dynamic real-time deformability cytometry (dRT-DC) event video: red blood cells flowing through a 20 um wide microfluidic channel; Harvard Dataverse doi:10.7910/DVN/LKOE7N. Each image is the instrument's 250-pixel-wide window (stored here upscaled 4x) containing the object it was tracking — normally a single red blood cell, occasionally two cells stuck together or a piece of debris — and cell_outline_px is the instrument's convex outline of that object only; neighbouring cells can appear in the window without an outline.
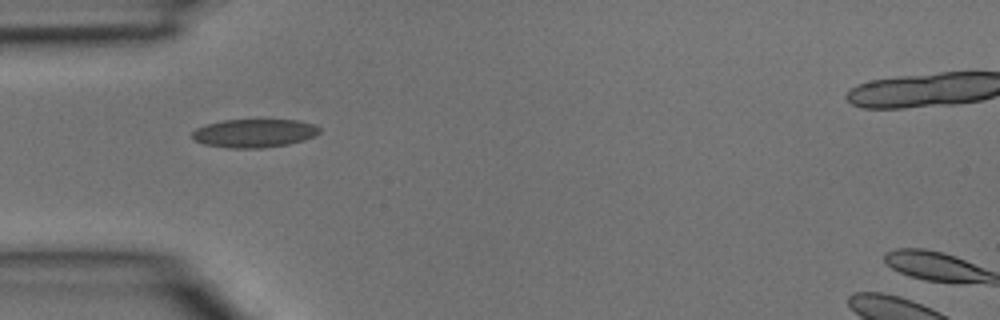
{"species": "common noctule bat (a hibernating species)", "species_latin": "Nyctalus noctula", "temperature_condition": "room temperature", "stored_images_in_passage": 1, "camera_frame_rate_fps": 3000, "um_per_image_px": 0.085, "animal": {"sex": "male", "body_mass_g": 15.6}, "frame": {"image": 1, "passage_image": 1, "time_ms": 0.0, "image_size_px": [1000, 320], "cell_outline_px": [[320, 132], [316, 136], [304, 140], [288, 144], [264, 148], [228, 148], [204, 144], [196, 140], [192, 136], [192, 132], [196, 128], [208, 124], [224, 120], [300, 120], [312, 124], [320, 128]], "centroid_in_image_um": [21.64, 11.32], "position_along_channel_um": 63.4, "area_um2": 21.04}}